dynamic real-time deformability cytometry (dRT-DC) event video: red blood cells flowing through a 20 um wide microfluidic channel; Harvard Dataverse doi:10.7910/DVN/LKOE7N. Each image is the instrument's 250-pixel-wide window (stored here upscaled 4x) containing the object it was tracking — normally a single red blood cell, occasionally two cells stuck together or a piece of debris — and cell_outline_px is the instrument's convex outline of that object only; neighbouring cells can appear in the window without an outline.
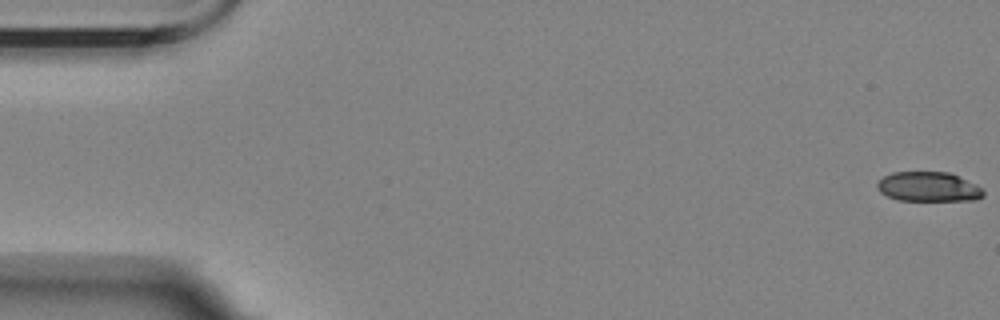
{"species": "Egyptian fruit bat (a non-hibernating species)", "species_latin": "Rousettus aegyptiacus", "temperature_condition": "room temperature", "stored_images_in_passage": 2, "camera_frame_rate_fps": 3000, "um_per_image_px": 0.085, "animal": {"sex": "female"}, "frame": {"image": 1, "passage_image": 1, "time_ms": 0.0, "image_size_px": [1000, 320], "cell_outline_px": [[984, 196], [976, 200], [900, 200], [888, 196], [880, 192], [876, 188], [876, 184], [884, 176], [892, 172], [948, 172], [976, 184], [984, 188]], "centroid_in_image_um": [78.93, 15.87], "position_along_channel_um": 6.1, "area_um2": 18.32}}